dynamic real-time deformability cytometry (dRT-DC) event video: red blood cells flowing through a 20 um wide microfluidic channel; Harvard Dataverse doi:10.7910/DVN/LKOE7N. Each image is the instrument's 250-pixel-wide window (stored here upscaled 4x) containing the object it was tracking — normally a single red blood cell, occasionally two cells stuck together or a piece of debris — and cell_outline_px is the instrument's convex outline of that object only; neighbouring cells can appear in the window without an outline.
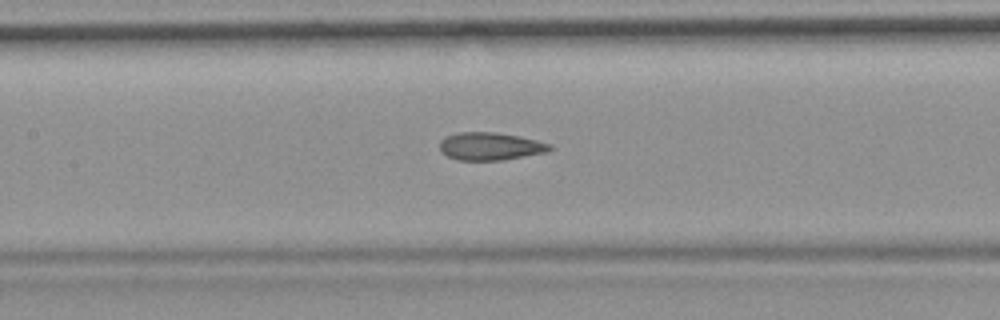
{"species": "common noctule bat (a hibernating species)", "species_latin": "Nyctalus noctula", "temperature_condition": "room temperature", "stored_images_in_passage": 33, "camera_frame_rate_fps": 3000, "um_per_image_px": 0.085, "animal": {"sex": "female", "body_mass_g": 19.9}, "frame": {"image": 1, "passage_image": 15, "time_ms": 4.667, "image_size_px": [1000, 320], "cell_outline_px": [[556, 148], [548, 152], [504, 160], [456, 160], [448, 156], [440, 148], [440, 140], [456, 132], [492, 132], [520, 136], [552, 144]], "centroid_in_image_um": [41.74, 12.44], "position_along_channel_um": 165.7, "area_um2": 17.92}}
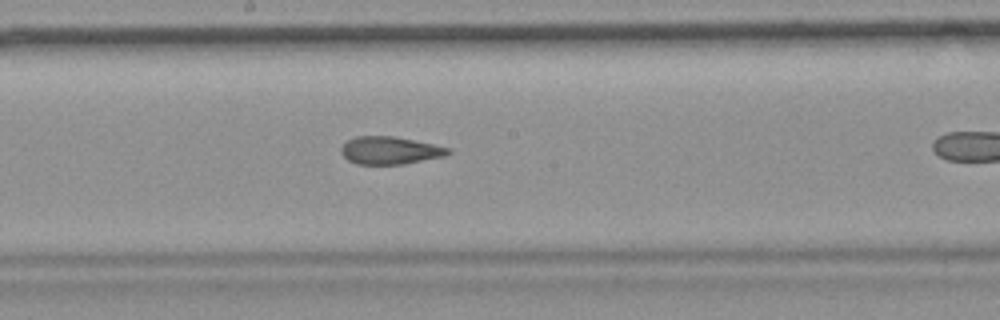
{"frame": {"image": 2, "passage_image": 19, "time_ms": 6.0, "image_size_px": [1000, 320], "cell_outline_px": [[452, 152], [444, 156], [404, 164], [356, 164], [348, 160], [340, 152], [340, 148], [348, 140], [356, 136], [392, 136], [452, 148]], "centroid_in_image_um": [33.14, 12.79], "position_along_channel_um": 215.1, "area_um2": 17.17}}